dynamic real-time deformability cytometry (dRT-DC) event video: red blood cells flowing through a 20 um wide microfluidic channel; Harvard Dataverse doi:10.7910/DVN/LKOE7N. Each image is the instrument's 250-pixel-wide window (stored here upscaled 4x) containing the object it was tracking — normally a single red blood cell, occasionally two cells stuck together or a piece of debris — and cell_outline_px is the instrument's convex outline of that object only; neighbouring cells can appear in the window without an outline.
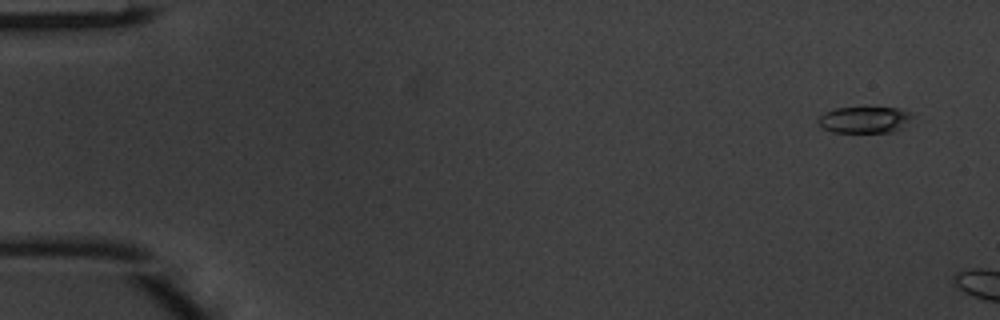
{"species": "common noctule bat (a hibernating species)", "species_latin": "Nyctalus noctula", "temperature_condition": "warm", "stored_images_in_passage": 4, "camera_frame_rate_fps": 3000, "um_per_image_px": 0.085, "animal": {"sex": "male", "body_mass_g": 20.1, "forearm_length_mm": 53.5}, "frame": {"image": 1, "passage_image": 1, "time_ms": 0.0, "image_size_px": [1000, 320], "cell_outline_px": [[912, 116], [904, 128], [892, 132], [832, 132], [820, 128], [816, 120], [824, 112], [836, 108], [900, 108], [912, 112]], "centroid_in_image_um": [73.47, 10.19], "position_along_channel_um": 11.5, "area_um2": 14.68}}